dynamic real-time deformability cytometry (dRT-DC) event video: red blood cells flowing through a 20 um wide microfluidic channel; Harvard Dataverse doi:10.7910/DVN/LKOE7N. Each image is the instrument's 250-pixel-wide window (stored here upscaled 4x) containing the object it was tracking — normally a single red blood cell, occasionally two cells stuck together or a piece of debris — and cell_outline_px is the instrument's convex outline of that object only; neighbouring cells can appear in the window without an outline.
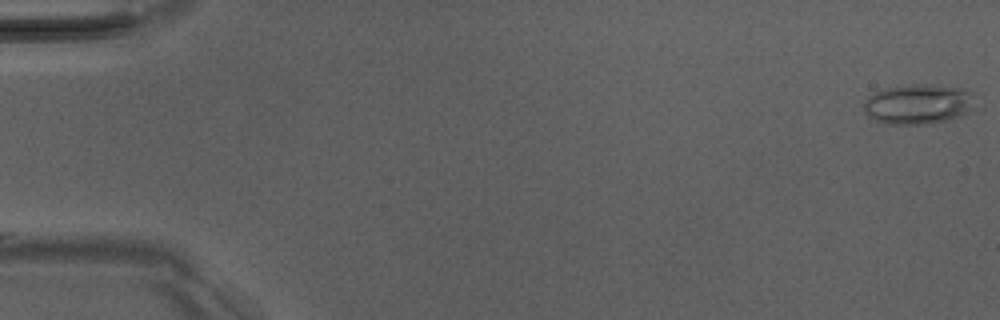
{"species": "Egyptian fruit bat (a non-hibernating species)", "species_latin": "Rousettus aegyptiacus", "temperature_condition": "room temperature", "stored_images_in_passage": 30, "camera_frame_rate_fps": 3000, "um_per_image_px": 0.085, "animal": {"sex": "male"}, "frame": {"image": 1, "passage_image": 1, "time_ms": 0.0, "image_size_px": [1000, 320], "cell_outline_px": [[972, 112], [948, 120], [932, 124], [888, 124], [872, 120], [864, 112], [864, 100], [868, 96], [876, 92], [888, 88], [908, 84], [932, 84], [964, 88], [972, 92]], "centroid_in_image_um": [78.05, 8.86], "position_along_channel_um": 7.0, "area_um2": 26.3}}
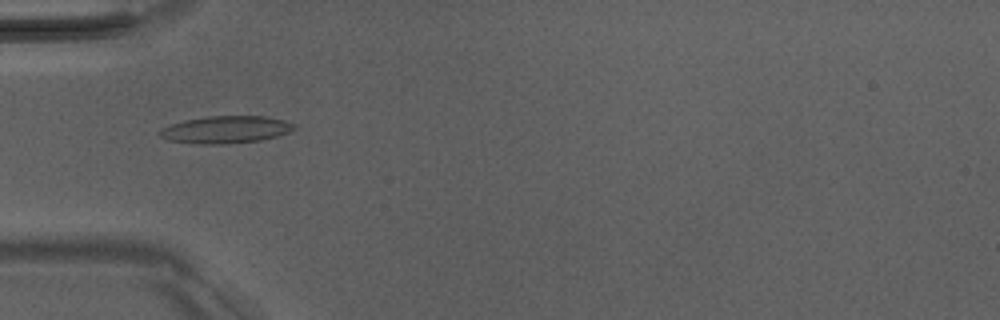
{"frame": {"image": 2, "passage_image": 17, "time_ms": 5.333, "image_size_px": [1000, 320], "cell_outline_px": [[296, 128], [288, 132], [276, 136], [260, 140], [224, 144], [200, 144], [168, 140], [160, 136], [156, 132], [172, 124], [184, 120], [208, 116], [264, 116], [284, 120], [296, 124]], "centroid_in_image_um": [19.19, 11.01], "position_along_channel_um": 65.8, "area_um2": 21.27}}